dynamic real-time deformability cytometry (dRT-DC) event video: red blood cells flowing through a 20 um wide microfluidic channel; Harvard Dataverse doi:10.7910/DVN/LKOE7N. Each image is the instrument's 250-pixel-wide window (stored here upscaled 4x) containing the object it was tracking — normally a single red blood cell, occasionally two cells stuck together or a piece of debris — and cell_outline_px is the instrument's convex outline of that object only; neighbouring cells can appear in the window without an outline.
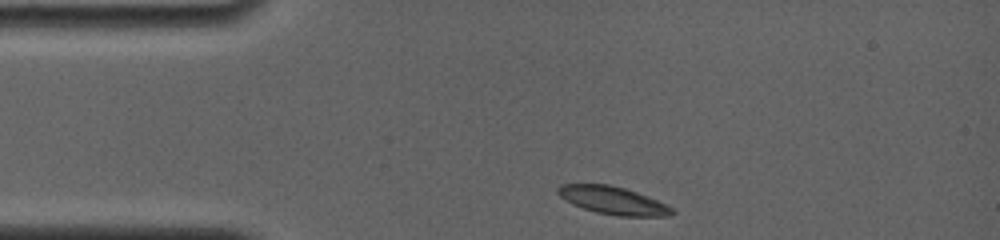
{"species": "common noctule bat (a hibernating species)", "species_latin": "Nyctalus noctula", "temperature_condition": "room temperature", "stored_images_in_passage": 35, "camera_frame_rate_fps": 4000, "um_per_image_px": 0.085, "animal": {"sex": "female", "body_mass_g": 19.0, "forearm_length_mm": 56.7}, "frame": {"image": 1, "passage_image": 1, "time_ms": 0.0, "image_size_px": [1000, 240], "cell_outline_px": [[676, 212], [668, 216], [620, 216], [596, 212], [572, 204], [560, 196], [556, 192], [556, 188], [560, 184], [608, 184], [624, 188], [648, 196], [668, 204]], "centroid_in_image_um": [52.12, 17.03], "position_along_channel_um": 32.9, "area_um2": 18.5}}
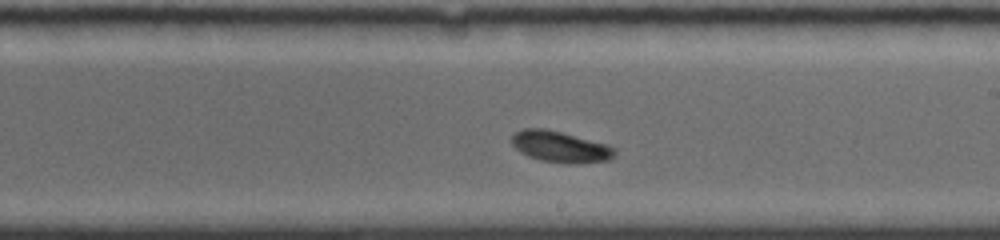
{"frame": {"image": 2, "passage_image": 20, "time_ms": 6.5, "image_size_px": [1000, 240], "cell_outline_px": [[616, 156], [608, 160], [576, 164], [568, 164], [540, 160], [528, 156], [520, 152], [512, 144], [512, 136], [516, 132], [524, 128], [544, 128], [608, 144], [616, 148]], "centroid_in_image_um": [47.66, 12.49], "position_along_channel_um": 241.3, "area_um2": 18.79}}
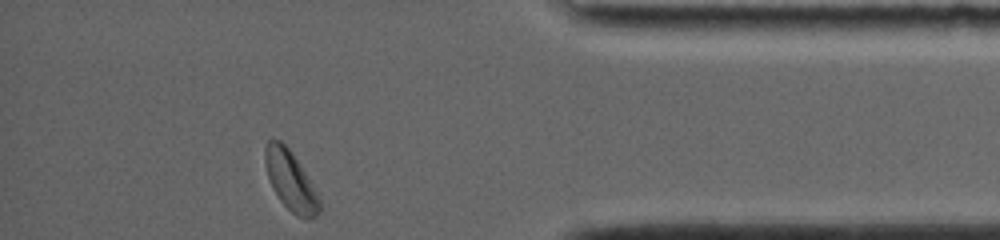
{"frame": {"image": 3, "passage_image": 35, "time_ms": 11.5, "image_size_px": [1000, 240], "cell_outline_px": [[320, 212], [312, 220], [296, 216], [280, 200], [272, 188], [268, 176], [264, 160], [264, 148], [268, 140], [280, 140], [288, 148], [304, 172], [316, 192], [320, 200]], "centroid_in_image_um": [24.68, 15.39], "position_along_channel_um": 410.5, "area_um2": 18.5}, "authors_computed_cell_mechanics": {"area_um2": 18.496, "velocity_mm_per_s": 3.743, "shape_relaxation_time_tau1_ms": 1.5884, "shape_relaxation_time_tau2_ms": 6.7504, "deformation_change_tau1": 0.1029, "deformation_change_tau2": 0.0821}}